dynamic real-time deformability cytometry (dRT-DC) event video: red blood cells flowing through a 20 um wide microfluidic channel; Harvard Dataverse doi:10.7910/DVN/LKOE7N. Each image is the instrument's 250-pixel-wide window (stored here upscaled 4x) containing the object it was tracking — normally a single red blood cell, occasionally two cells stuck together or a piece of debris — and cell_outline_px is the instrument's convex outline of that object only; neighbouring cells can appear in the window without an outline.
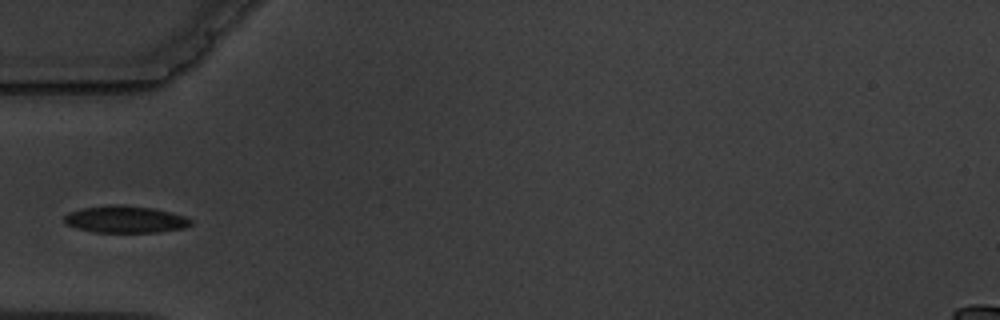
{"species": "common noctule bat (a hibernating species)", "species_latin": "Nyctalus noctula", "temperature_condition": "warm", "stored_images_in_passage": 8, "camera_frame_rate_fps": 3000, "um_per_image_px": 0.085, "animal": {"sex": "male", "body_mass_g": 19.5, "forearm_length_mm": 54.6}, "frame": {"image": 1, "passage_image": 4, "time_ms": 4.333, "image_size_px": [1000, 320], "cell_outline_px": [[192, 224], [184, 228], [160, 232], [96, 232], [76, 228], [64, 224], [64, 216], [68, 212], [80, 208], [112, 204], [120, 204], [152, 208], [184, 216], [192, 220]], "centroid_in_image_um": [10.61, 18.64], "position_along_channel_um": 74.4, "area_um2": 20.0}}
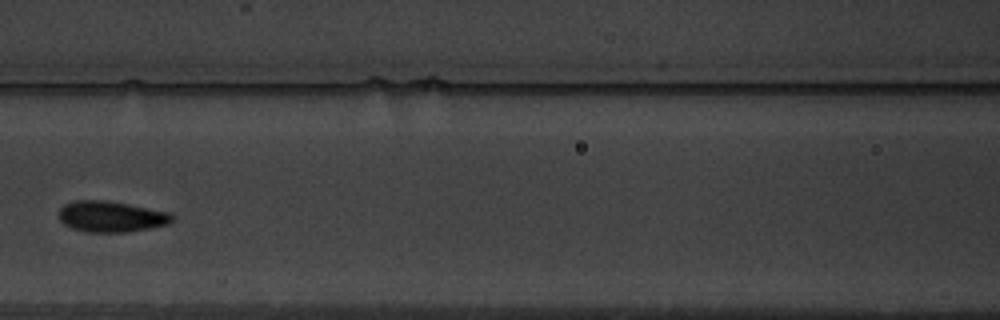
{"frame": {"image": 2, "passage_image": 6, "time_ms": 6.667, "image_size_px": [1000, 320], "cell_outline_px": [[172, 220], [168, 224], [128, 232], [88, 232], [72, 228], [64, 224], [60, 220], [60, 208], [64, 204], [72, 200], [108, 200], [168, 212], [172, 216]], "centroid_in_image_um": [9.4, 18.4], "position_along_channel_um": 157.2, "area_um2": 20.29}}
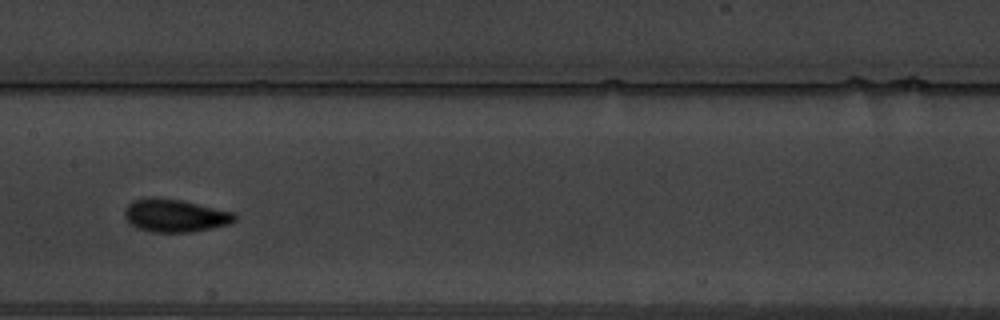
{"frame": {"image": 3, "passage_image": 7, "time_ms": 7.667, "image_size_px": [1000, 320], "cell_outline_px": [[236, 220], [228, 224], [212, 228], [192, 232], [152, 232], [136, 228], [124, 216], [124, 208], [132, 200], [152, 196], [180, 200], [236, 212]], "centroid_in_image_um": [14.87, 18.31], "position_along_channel_um": 192.5, "area_um2": 21.27}}